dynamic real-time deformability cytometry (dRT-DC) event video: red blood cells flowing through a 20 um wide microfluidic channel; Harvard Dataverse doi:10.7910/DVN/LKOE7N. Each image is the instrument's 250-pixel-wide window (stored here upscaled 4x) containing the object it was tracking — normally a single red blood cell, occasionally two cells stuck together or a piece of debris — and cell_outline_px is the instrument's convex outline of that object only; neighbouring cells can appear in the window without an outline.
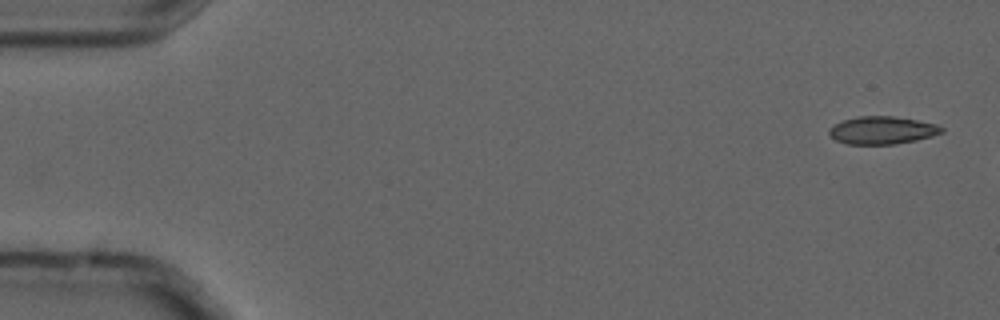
{"species": "common noctule bat (a hibernating species)", "species_latin": "Nyctalus noctula", "temperature_condition": "cold", "stored_images_in_passage": 3, "camera_frame_rate_fps": 3000, "um_per_image_px": 0.085, "animal": {"sex": "male", "forearm_length_mm": 52.5}, "frame": {"image": 1, "passage_image": 1, "time_ms": 0.0, "image_size_px": [1000, 320], "cell_outline_px": [[944, 132], [932, 136], [916, 140], [896, 144], [848, 144], [836, 140], [828, 132], [836, 124], [844, 120], [856, 116], [892, 116], [916, 120], [936, 124], [944, 128]], "centroid_in_image_um": [75.03, 11.07], "position_along_channel_um": 10.0, "area_um2": 17.98}}